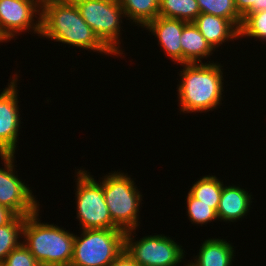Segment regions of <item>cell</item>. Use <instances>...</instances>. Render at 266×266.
Segmentation results:
<instances>
[{"mask_svg":"<svg viewBox=\"0 0 266 266\" xmlns=\"http://www.w3.org/2000/svg\"><path fill=\"white\" fill-rule=\"evenodd\" d=\"M43 39L61 42L69 47L115 56L84 21L72 0L41 2V33Z\"/></svg>","mask_w":266,"mask_h":266,"instance_id":"obj_1","label":"cell"},{"mask_svg":"<svg viewBox=\"0 0 266 266\" xmlns=\"http://www.w3.org/2000/svg\"><path fill=\"white\" fill-rule=\"evenodd\" d=\"M208 62L180 64L183 69L178 74L180 81L176 90L180 114L214 111L222 104L224 69L218 61Z\"/></svg>","mask_w":266,"mask_h":266,"instance_id":"obj_2","label":"cell"},{"mask_svg":"<svg viewBox=\"0 0 266 266\" xmlns=\"http://www.w3.org/2000/svg\"><path fill=\"white\" fill-rule=\"evenodd\" d=\"M39 211L25 217L22 243L41 266H70L75 234L56 224L41 222Z\"/></svg>","mask_w":266,"mask_h":266,"instance_id":"obj_3","label":"cell"},{"mask_svg":"<svg viewBox=\"0 0 266 266\" xmlns=\"http://www.w3.org/2000/svg\"><path fill=\"white\" fill-rule=\"evenodd\" d=\"M107 174H104L99 182L103 186L105 202L113 224L124 232L138 229L143 194L128 173L117 170Z\"/></svg>","mask_w":266,"mask_h":266,"instance_id":"obj_4","label":"cell"},{"mask_svg":"<svg viewBox=\"0 0 266 266\" xmlns=\"http://www.w3.org/2000/svg\"><path fill=\"white\" fill-rule=\"evenodd\" d=\"M75 235L70 266H109L124 251L120 229H81Z\"/></svg>","mask_w":266,"mask_h":266,"instance_id":"obj_5","label":"cell"},{"mask_svg":"<svg viewBox=\"0 0 266 266\" xmlns=\"http://www.w3.org/2000/svg\"><path fill=\"white\" fill-rule=\"evenodd\" d=\"M84 21L116 56H122L121 26L125 17L118 0H72ZM121 35V36H120Z\"/></svg>","mask_w":266,"mask_h":266,"instance_id":"obj_6","label":"cell"},{"mask_svg":"<svg viewBox=\"0 0 266 266\" xmlns=\"http://www.w3.org/2000/svg\"><path fill=\"white\" fill-rule=\"evenodd\" d=\"M76 219L81 229H118L105 202L102 184L87 170H75ZM77 177V178H76Z\"/></svg>","mask_w":266,"mask_h":266,"instance_id":"obj_7","label":"cell"},{"mask_svg":"<svg viewBox=\"0 0 266 266\" xmlns=\"http://www.w3.org/2000/svg\"><path fill=\"white\" fill-rule=\"evenodd\" d=\"M134 234L136 230L125 232L124 250L140 266H179L181 262H186V252L181 244L175 242L176 239L158 234L135 240Z\"/></svg>","mask_w":266,"mask_h":266,"instance_id":"obj_8","label":"cell"},{"mask_svg":"<svg viewBox=\"0 0 266 266\" xmlns=\"http://www.w3.org/2000/svg\"><path fill=\"white\" fill-rule=\"evenodd\" d=\"M15 154H0L4 167L0 168V205L17 216H28L40 209V202L25 181L16 175ZM19 177V178H18Z\"/></svg>","mask_w":266,"mask_h":266,"instance_id":"obj_9","label":"cell"},{"mask_svg":"<svg viewBox=\"0 0 266 266\" xmlns=\"http://www.w3.org/2000/svg\"><path fill=\"white\" fill-rule=\"evenodd\" d=\"M41 2L40 0H0V43L10 42L22 32H32L40 36Z\"/></svg>","mask_w":266,"mask_h":266,"instance_id":"obj_10","label":"cell"},{"mask_svg":"<svg viewBox=\"0 0 266 266\" xmlns=\"http://www.w3.org/2000/svg\"><path fill=\"white\" fill-rule=\"evenodd\" d=\"M14 75V76H13ZM8 86L0 93V154H16L21 118L18 105V74H13ZM18 77V78H17Z\"/></svg>","mask_w":266,"mask_h":266,"instance_id":"obj_11","label":"cell"},{"mask_svg":"<svg viewBox=\"0 0 266 266\" xmlns=\"http://www.w3.org/2000/svg\"><path fill=\"white\" fill-rule=\"evenodd\" d=\"M188 22L178 19H170L158 16L149 21L143 28L151 32L157 38L161 50H163L175 64H182L181 35L183 27Z\"/></svg>","mask_w":266,"mask_h":266,"instance_id":"obj_12","label":"cell"},{"mask_svg":"<svg viewBox=\"0 0 266 266\" xmlns=\"http://www.w3.org/2000/svg\"><path fill=\"white\" fill-rule=\"evenodd\" d=\"M193 23L214 50L225 42L240 39V30L230 20L222 17L200 13Z\"/></svg>","mask_w":266,"mask_h":266,"instance_id":"obj_13","label":"cell"},{"mask_svg":"<svg viewBox=\"0 0 266 266\" xmlns=\"http://www.w3.org/2000/svg\"><path fill=\"white\" fill-rule=\"evenodd\" d=\"M247 190L236 185H223L217 217L219 221L236 222L247 217L253 197Z\"/></svg>","mask_w":266,"mask_h":266,"instance_id":"obj_14","label":"cell"},{"mask_svg":"<svg viewBox=\"0 0 266 266\" xmlns=\"http://www.w3.org/2000/svg\"><path fill=\"white\" fill-rule=\"evenodd\" d=\"M225 239L208 238L201 243L199 252L192 261H187V266H232L235 249L232 243Z\"/></svg>","mask_w":266,"mask_h":266,"instance_id":"obj_15","label":"cell"},{"mask_svg":"<svg viewBox=\"0 0 266 266\" xmlns=\"http://www.w3.org/2000/svg\"><path fill=\"white\" fill-rule=\"evenodd\" d=\"M182 64L204 63V58L214 54V49L206 41L193 22H188L182 30Z\"/></svg>","mask_w":266,"mask_h":266,"instance_id":"obj_16","label":"cell"},{"mask_svg":"<svg viewBox=\"0 0 266 266\" xmlns=\"http://www.w3.org/2000/svg\"><path fill=\"white\" fill-rule=\"evenodd\" d=\"M125 19L134 26L144 27L159 16V0H118ZM137 24V25H136Z\"/></svg>","mask_w":266,"mask_h":266,"instance_id":"obj_17","label":"cell"},{"mask_svg":"<svg viewBox=\"0 0 266 266\" xmlns=\"http://www.w3.org/2000/svg\"><path fill=\"white\" fill-rule=\"evenodd\" d=\"M197 0H159V16L193 22L200 14Z\"/></svg>","mask_w":266,"mask_h":266,"instance_id":"obj_18","label":"cell"},{"mask_svg":"<svg viewBox=\"0 0 266 266\" xmlns=\"http://www.w3.org/2000/svg\"><path fill=\"white\" fill-rule=\"evenodd\" d=\"M24 222V216L15 215L7 224L0 226V265L11 251L22 243L20 239Z\"/></svg>","mask_w":266,"mask_h":266,"instance_id":"obj_19","label":"cell"},{"mask_svg":"<svg viewBox=\"0 0 266 266\" xmlns=\"http://www.w3.org/2000/svg\"><path fill=\"white\" fill-rule=\"evenodd\" d=\"M222 181L215 175L209 174L196 180L188 192L202 203L219 204L224 185Z\"/></svg>","mask_w":266,"mask_h":266,"instance_id":"obj_20","label":"cell"},{"mask_svg":"<svg viewBox=\"0 0 266 266\" xmlns=\"http://www.w3.org/2000/svg\"><path fill=\"white\" fill-rule=\"evenodd\" d=\"M200 12L230 20L239 30L243 17L238 13L234 0H197Z\"/></svg>","mask_w":266,"mask_h":266,"instance_id":"obj_21","label":"cell"},{"mask_svg":"<svg viewBox=\"0 0 266 266\" xmlns=\"http://www.w3.org/2000/svg\"><path fill=\"white\" fill-rule=\"evenodd\" d=\"M186 213L191 224L207 225L214 221H218L217 209L219 204H205L194 198L189 192L186 196Z\"/></svg>","mask_w":266,"mask_h":266,"instance_id":"obj_22","label":"cell"},{"mask_svg":"<svg viewBox=\"0 0 266 266\" xmlns=\"http://www.w3.org/2000/svg\"><path fill=\"white\" fill-rule=\"evenodd\" d=\"M254 38L266 43V10L250 14L240 28V39Z\"/></svg>","mask_w":266,"mask_h":266,"instance_id":"obj_23","label":"cell"},{"mask_svg":"<svg viewBox=\"0 0 266 266\" xmlns=\"http://www.w3.org/2000/svg\"><path fill=\"white\" fill-rule=\"evenodd\" d=\"M0 266H41L26 246L21 243L13 249Z\"/></svg>","mask_w":266,"mask_h":266,"instance_id":"obj_24","label":"cell"},{"mask_svg":"<svg viewBox=\"0 0 266 266\" xmlns=\"http://www.w3.org/2000/svg\"><path fill=\"white\" fill-rule=\"evenodd\" d=\"M234 3L243 21L250 14L260 12V0H234Z\"/></svg>","mask_w":266,"mask_h":266,"instance_id":"obj_25","label":"cell"},{"mask_svg":"<svg viewBox=\"0 0 266 266\" xmlns=\"http://www.w3.org/2000/svg\"><path fill=\"white\" fill-rule=\"evenodd\" d=\"M109 266H140L125 250Z\"/></svg>","mask_w":266,"mask_h":266,"instance_id":"obj_26","label":"cell"},{"mask_svg":"<svg viewBox=\"0 0 266 266\" xmlns=\"http://www.w3.org/2000/svg\"><path fill=\"white\" fill-rule=\"evenodd\" d=\"M14 216L11 210L0 205V226L7 224Z\"/></svg>","mask_w":266,"mask_h":266,"instance_id":"obj_27","label":"cell"},{"mask_svg":"<svg viewBox=\"0 0 266 266\" xmlns=\"http://www.w3.org/2000/svg\"><path fill=\"white\" fill-rule=\"evenodd\" d=\"M266 10V0H260V11Z\"/></svg>","mask_w":266,"mask_h":266,"instance_id":"obj_28","label":"cell"}]
</instances>
